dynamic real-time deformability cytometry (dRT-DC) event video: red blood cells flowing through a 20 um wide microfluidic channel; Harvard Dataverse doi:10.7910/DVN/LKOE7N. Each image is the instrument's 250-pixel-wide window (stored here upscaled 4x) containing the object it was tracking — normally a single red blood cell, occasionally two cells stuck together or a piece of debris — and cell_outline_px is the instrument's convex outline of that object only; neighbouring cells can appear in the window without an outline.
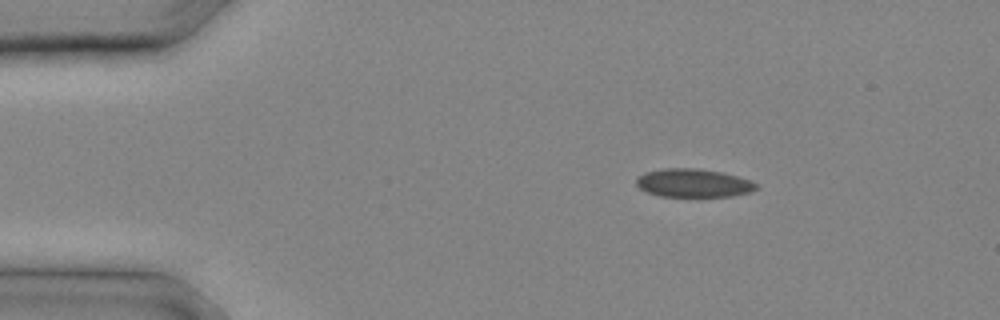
{"species": "common noctule bat (a hibernating species)", "species_latin": "Nyctalus noctula", "temperature_condition": "cold", "stored_images_in_passage": 11, "camera_frame_rate_fps": 3000, "um_per_image_px": 0.085, "animal": {"sex": "male", "body_mass_g": 20.4}, "frame": {"image": 1, "passage_image": 1, "time_ms": 0.0, "image_size_px": [1000, 320], "cell_outline_px": [[760, 188], [748, 192], [732, 196], [660, 196], [648, 192], [640, 188], [636, 184], [636, 176], [644, 172], [660, 168], [696, 168], [724, 172], [752, 180]], "centroid_in_image_um": [58.93, 15.54], "position_along_channel_um": 26.1, "area_um2": 20.0}}
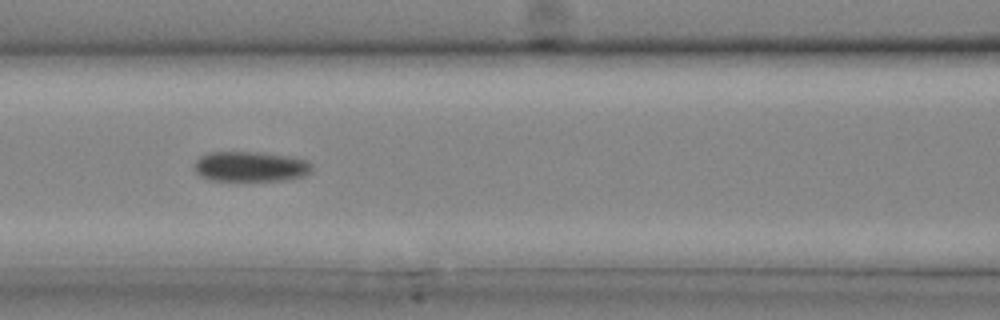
{"frame": {"image": 2, "passage_image": 8, "time_ms": 2.333, "image_size_px": [1000, 320], "cell_outline_px": [[312, 172], [304, 176], [280, 180], [212, 180], [200, 176], [196, 172], [192, 164], [200, 156], [208, 152], [260, 152], [292, 156], [308, 160], [312, 164]], "centroid_in_image_um": [21.3, 14.14], "position_along_channel_um": 145.3, "area_um2": 20.87}}
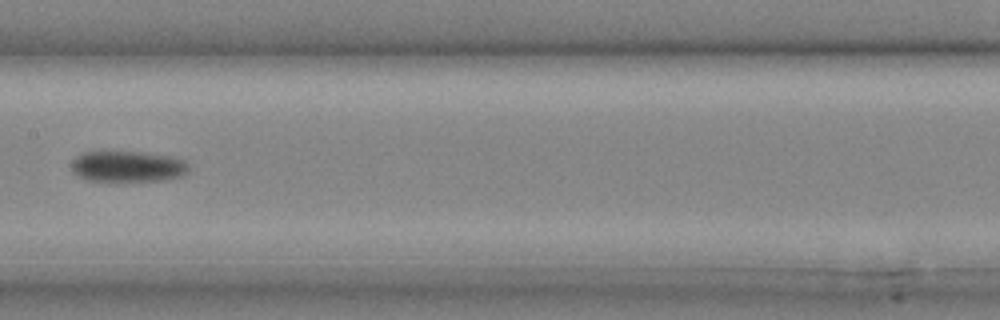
{"frame": {"image": 3, "passage_image": 10, "time_ms": 3.0, "image_size_px": [1000, 320], "cell_outline_px": [[188, 172], [184, 176], [164, 180], [88, 180], [72, 172], [72, 160], [76, 156], [84, 152], [140, 152], [180, 156], [188, 164]], "centroid_in_image_um": [10.93, 14.13], "position_along_channel_um": 196.5, "area_um2": 21.21}}